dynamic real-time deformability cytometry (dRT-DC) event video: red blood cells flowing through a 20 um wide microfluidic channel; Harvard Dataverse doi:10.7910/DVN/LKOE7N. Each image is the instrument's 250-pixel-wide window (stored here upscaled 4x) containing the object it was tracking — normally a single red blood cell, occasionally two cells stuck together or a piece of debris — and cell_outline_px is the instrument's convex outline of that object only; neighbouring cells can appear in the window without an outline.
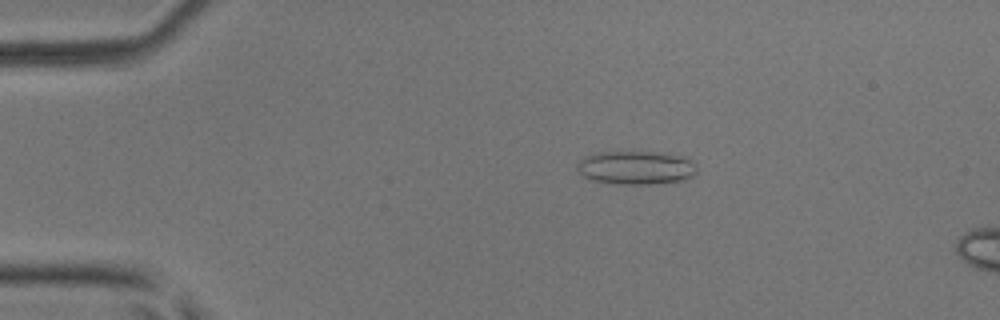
{"species": "common noctule bat (a hibernating species)", "species_latin": "Nyctalus noctula", "temperature_condition": "room temperature", "stored_images_in_passage": 5, "camera_frame_rate_fps": 3000, "um_per_image_px": 0.085, "animal": {"sex": "male", "body_mass_g": 17.9, "forearm_length_mm": 54.2}, "frame": {"image": 1, "passage_image": 3, "time_ms": 0.667, "image_size_px": [1000, 320], "cell_outline_px": [[696, 172], [692, 176], [684, 180], [652, 184], [616, 184], [592, 180], [584, 176], [576, 168], [576, 164], [584, 156], [592, 152], [664, 152], [688, 156], [696, 164]], "centroid_in_image_um": [54.08, 14.23], "position_along_channel_um": 30.9, "area_um2": 23.87}}